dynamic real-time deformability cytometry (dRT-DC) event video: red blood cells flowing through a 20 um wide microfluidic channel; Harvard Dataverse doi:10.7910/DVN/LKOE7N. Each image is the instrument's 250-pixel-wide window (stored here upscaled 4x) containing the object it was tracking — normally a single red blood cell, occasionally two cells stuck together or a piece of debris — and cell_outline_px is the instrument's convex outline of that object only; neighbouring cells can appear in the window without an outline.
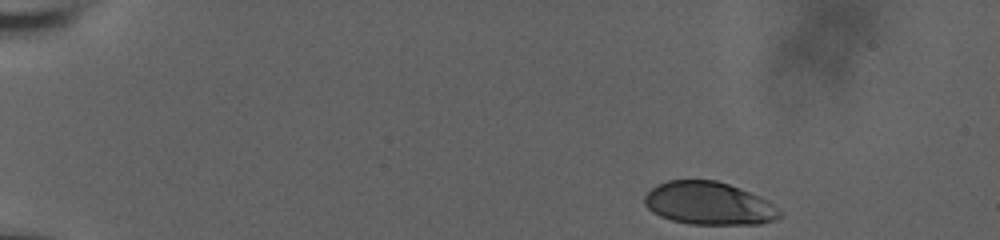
{"species": "human", "species_latin": "Homo sapiens", "temperature_condition": "room temperature", "stored_images_in_passage": 44, "camera_frame_rate_fps": 3000, "um_per_image_px": 0.085, "donor": {"sex": "male"}, "frame": {"image": 1, "passage_image": 1, "time_ms": 0.0, "image_size_px": [1000, 240], "cell_outline_px": [[784, 212], [776, 220], [760, 224], [688, 224], [672, 220], [660, 216], [652, 212], [644, 204], [644, 196], [656, 184], [668, 180], [716, 180], [740, 188], [760, 196], [768, 200]], "centroid_in_image_um": [60.27, 17.29], "position_along_channel_um": 24.7, "area_um2": 34.04}}
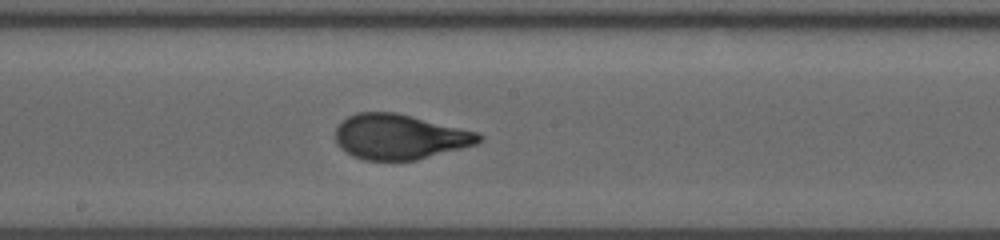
{"frame": {"image": 2, "passage_image": 26, "time_ms": 8.333, "image_size_px": [1000, 240], "cell_outline_px": [[484, 136], [476, 144], [416, 160], [364, 160], [352, 156], [340, 148], [336, 144], [336, 128], [348, 116], [356, 112], [396, 112], [476, 132]], "centroid_in_image_um": [33.93, 11.63], "position_along_channel_um": 214.3, "area_um2": 37.4}}
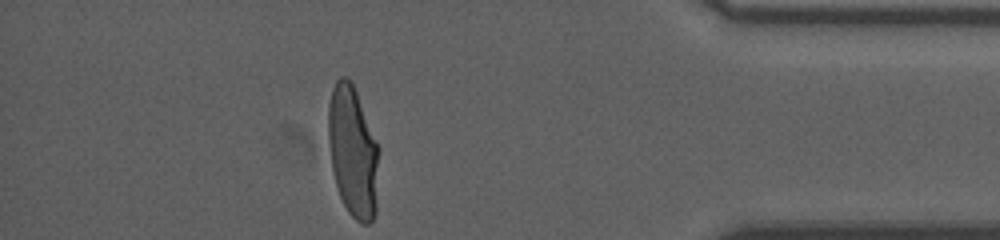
{"frame": {"image": 3, "passage_image": 44, "time_ms": 14.333, "image_size_px": [1000, 240], "cell_outline_px": [[380, 152], [376, 212], [372, 220], [368, 224], [360, 224], [348, 212], [340, 196], [336, 184], [332, 168], [328, 140], [328, 104], [332, 88], [336, 80], [340, 76], [344, 76], [352, 84], [356, 92], [380, 148]], "centroid_in_image_um": [30.01, 12.92], "position_along_channel_um": 405.2, "area_um2": 38.96}, "authors_computed_cell_mechanics": {"area_um2": 37.1654, "velocity_mm_per_s": 3.7242, "shape_relaxation_time_tau1_ms": 5.7249, "shape_relaxation_time_tau2_ms": null, "deformation_change_tau1": 0.2061, "deformation_change_tau2": null}}